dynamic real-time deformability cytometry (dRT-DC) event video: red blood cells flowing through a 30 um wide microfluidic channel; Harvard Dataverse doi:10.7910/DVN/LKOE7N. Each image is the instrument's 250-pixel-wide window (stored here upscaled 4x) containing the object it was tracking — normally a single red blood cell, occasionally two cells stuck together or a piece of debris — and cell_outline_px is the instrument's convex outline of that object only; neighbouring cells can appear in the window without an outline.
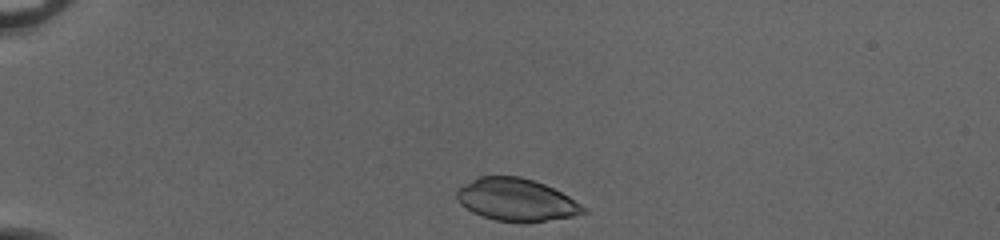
{"species": "common noctule bat (a hibernating species)", "species_latin": "Nyctalus noctula", "temperature_condition": "cold", "stored_images_in_passage": 33, "camera_frame_rate_fps": 3000, "um_per_image_px": 0.085, "animal": {"sex": "female", "body_mass_g": 20.0, "forearm_length_mm": 54.0}, "frame": {"image": 1, "passage_image": 1, "time_ms": 0.0, "image_size_px": [1000, 240], "cell_outline_px": [[588, 212], [572, 216], [524, 224], [496, 220], [480, 216], [472, 212], [460, 204], [456, 196], [456, 192], [460, 188], [472, 180], [480, 176], [520, 176], [544, 184], [568, 196], [580, 204]], "centroid_in_image_um": [43.87, 17.0], "position_along_channel_um": 41.1, "area_um2": 31.21}}
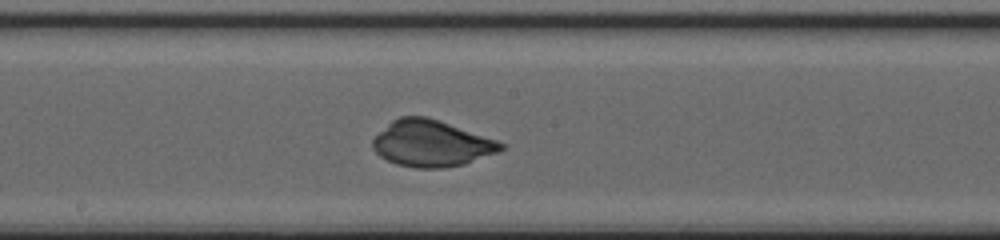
{"frame": {"image": 2, "passage_image": 18, "time_ms": 5.667, "image_size_px": [1000, 240], "cell_outline_px": [[504, 148], [500, 152], [464, 164], [444, 168], [416, 168], [396, 164], [380, 156], [372, 148], [372, 140], [392, 120], [400, 116], [428, 116], [496, 140], [504, 144]], "centroid_in_image_um": [36.67, 12.2], "position_along_channel_um": 211.5, "area_um2": 34.51}}
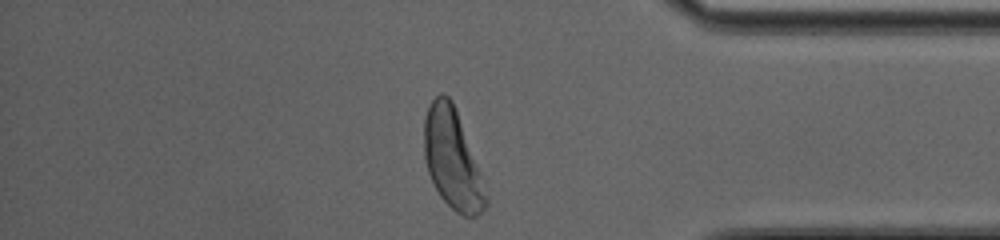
{"frame": {"image": 3, "passage_image": 33, "time_ms": 10.667, "image_size_px": [1000, 240], "cell_outline_px": [[488, 204], [476, 216], [464, 216], [456, 212], [440, 196], [428, 172], [424, 156], [424, 116], [428, 104], [440, 92], [444, 92], [452, 100], [456, 108], [480, 172], [488, 200]], "centroid_in_image_um": [38.43, 13.48], "position_along_channel_um": 396.8, "area_um2": 35.66}}